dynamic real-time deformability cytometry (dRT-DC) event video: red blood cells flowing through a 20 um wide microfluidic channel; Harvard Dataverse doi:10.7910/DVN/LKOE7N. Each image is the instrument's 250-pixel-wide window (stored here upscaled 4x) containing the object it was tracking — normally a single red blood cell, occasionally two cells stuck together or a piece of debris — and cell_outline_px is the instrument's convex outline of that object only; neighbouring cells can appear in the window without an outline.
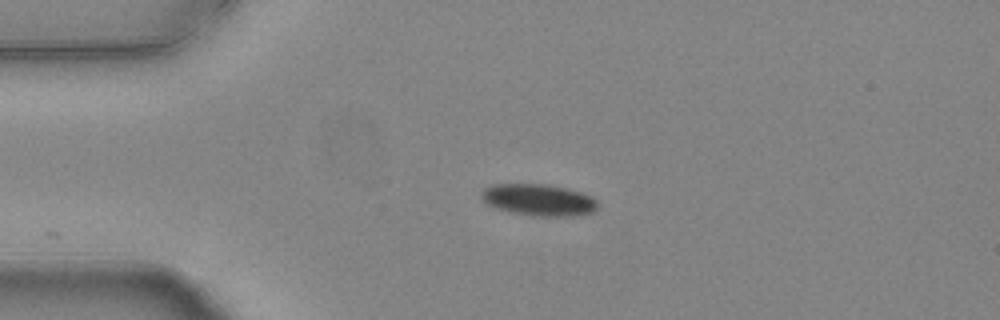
{"species": "common noctule bat (a hibernating species)", "species_latin": "Nyctalus noctula", "temperature_condition": "warm", "stored_images_in_passage": 6, "camera_frame_rate_fps": 3000, "um_per_image_px": 0.085, "animal": {"sex": "female", "body_mass_g": 24.6, "forearm_length_mm": 56.2}, "frame": {"image": 1, "passage_image": 1, "time_ms": 0.0, "image_size_px": [1000, 320], "cell_outline_px": [[596, 208], [592, 212], [564, 216], [532, 216], [512, 212], [496, 208], [488, 204], [480, 196], [480, 192], [484, 188], [492, 184], [548, 184], [568, 188], [592, 196], [596, 200]], "centroid_in_image_um": [45.75, 16.97], "position_along_channel_um": 39.3, "area_um2": 21.39}}